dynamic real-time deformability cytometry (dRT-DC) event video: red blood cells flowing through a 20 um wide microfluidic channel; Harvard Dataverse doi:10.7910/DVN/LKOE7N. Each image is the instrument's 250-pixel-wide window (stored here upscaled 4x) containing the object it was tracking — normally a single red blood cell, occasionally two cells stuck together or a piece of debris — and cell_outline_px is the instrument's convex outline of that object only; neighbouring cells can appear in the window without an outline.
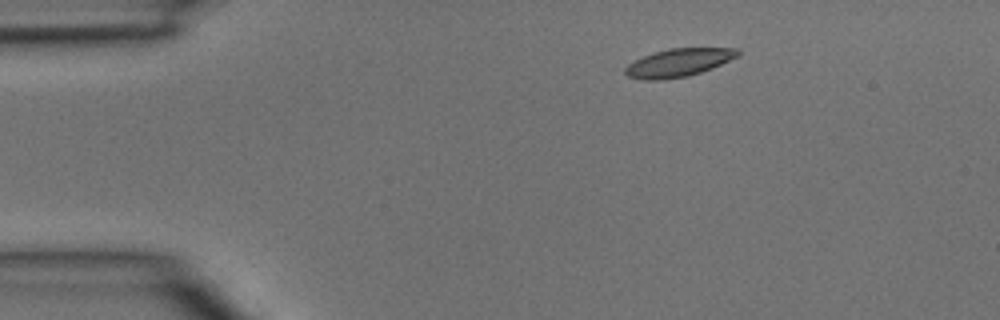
{"species": "common noctule bat (a hibernating species)", "species_latin": "Nyctalus noctula", "temperature_condition": "room temperature", "stored_images_in_passage": 4, "camera_frame_rate_fps": 3000, "um_per_image_px": 0.085, "animal": {"sex": "male", "body_mass_g": 15.6}, "frame": {"image": 1, "passage_image": 2, "time_ms": 0.333, "image_size_px": [1000, 320], "cell_outline_px": [[740, 56], [712, 68], [688, 76], [664, 80], [644, 80], [628, 76], [624, 72], [624, 68], [628, 64], [644, 56], [668, 48], [740, 48]], "centroid_in_image_um": [57.71, 5.33], "position_along_channel_um": 27.3, "area_um2": 18.44}}
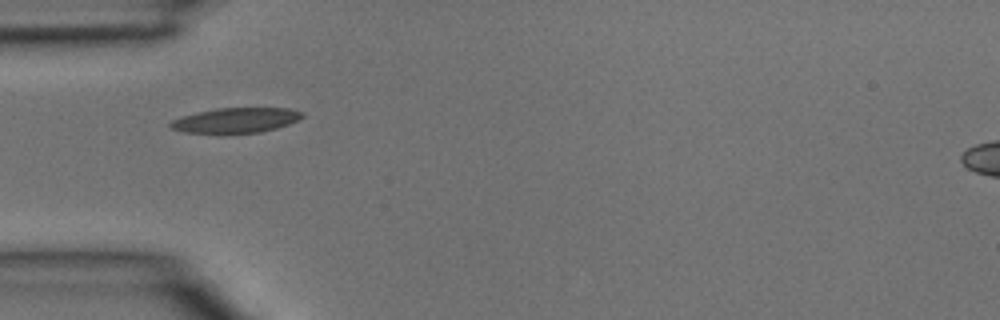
{"frame": {"image": 2, "passage_image": 3, "time_ms": 0.667, "image_size_px": [1000, 320], "cell_outline_px": [[304, 116], [288, 124], [276, 128], [260, 132], [220, 136], [184, 132], [168, 128], [168, 124], [172, 120], [196, 112], [216, 108], [288, 108], [304, 112]], "centroid_in_image_um": [19.97, 10.26], "position_along_channel_um": 65.0, "area_um2": 20.0}}
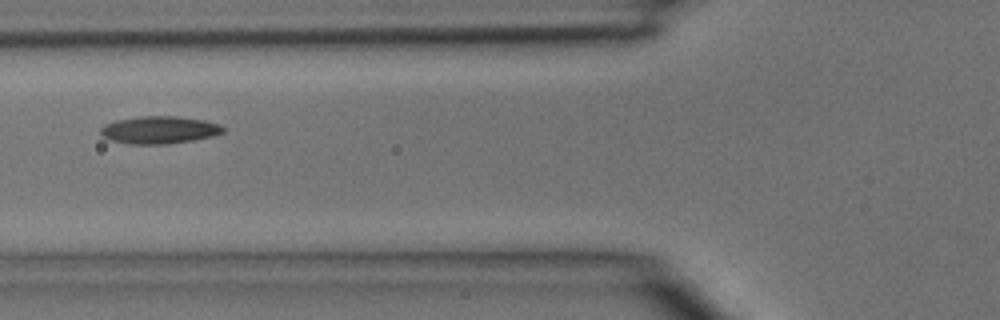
{"frame": {"image": 3, "passage_image": 4, "time_ms": 1.0, "image_size_px": [1000, 320], "cell_outline_px": [[224, 132], [212, 136], [192, 140], [168, 144], [132, 144], [112, 140], [104, 136], [100, 132], [100, 128], [104, 124], [116, 120], [140, 116], [176, 116], [204, 120], [220, 124], [224, 128]], "centroid_in_image_um": [13.55, 11.03], "position_along_channel_um": 112.3, "area_um2": 19.54}}